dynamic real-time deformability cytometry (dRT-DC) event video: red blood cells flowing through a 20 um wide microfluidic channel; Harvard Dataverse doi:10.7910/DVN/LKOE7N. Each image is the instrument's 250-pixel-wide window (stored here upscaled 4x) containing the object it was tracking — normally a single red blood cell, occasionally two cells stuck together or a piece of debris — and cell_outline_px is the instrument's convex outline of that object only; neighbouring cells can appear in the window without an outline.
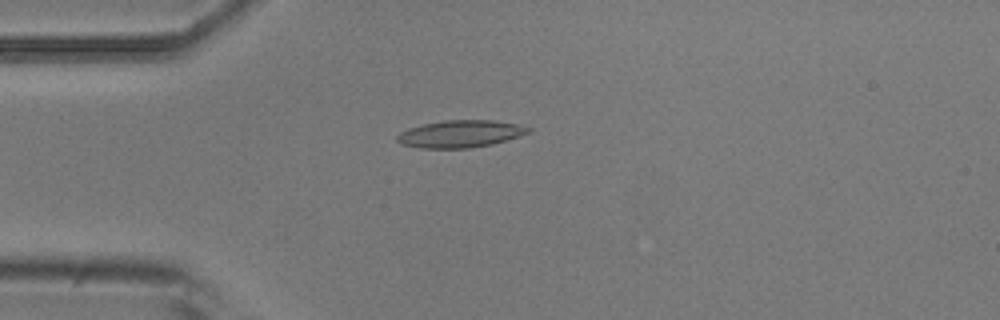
{"species": "common noctule bat (a hibernating species)", "species_latin": "Nyctalus noctula", "temperature_condition": "room temperature", "stored_images_in_passage": 39, "camera_frame_rate_fps": 3000, "um_per_image_px": 0.085, "animal": {"sex": "male", "body_mass_g": 20.5, "forearm_length_mm": 52.5}, "frame": {"image": 1, "passage_image": 1, "time_ms": 0.0, "image_size_px": [1000, 320], "cell_outline_px": [[532, 132], [492, 144], [468, 148], [424, 148], [404, 144], [396, 140], [396, 136], [400, 132], [408, 128], [424, 124], [444, 120], [492, 120], [516, 124], [532, 128]], "centroid_in_image_um": [39.14, 11.37], "position_along_channel_um": 45.9, "area_um2": 20.63}}
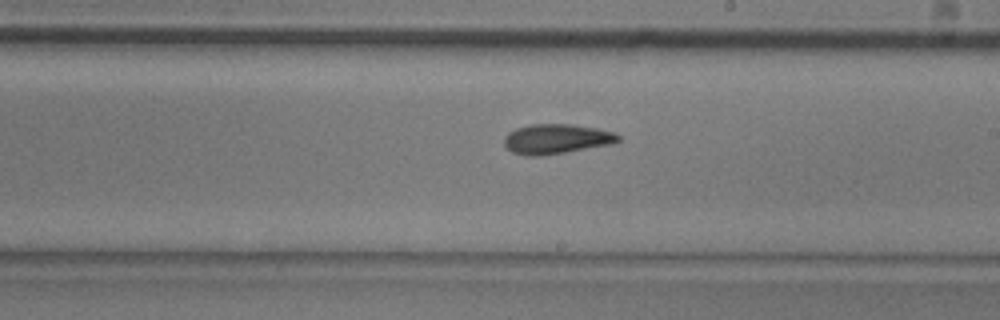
{"frame": {"image": 2, "passage_image": 17, "time_ms": 5.333, "image_size_px": [1000, 320], "cell_outline_px": [[620, 140], [612, 144], [544, 156], [528, 156], [512, 152], [504, 144], [504, 136], [508, 132], [516, 128], [528, 124], [568, 124], [596, 128], [616, 132], [620, 136]], "centroid_in_image_um": [47.29, 11.81], "position_along_channel_um": 241.7, "area_um2": 20.0}}
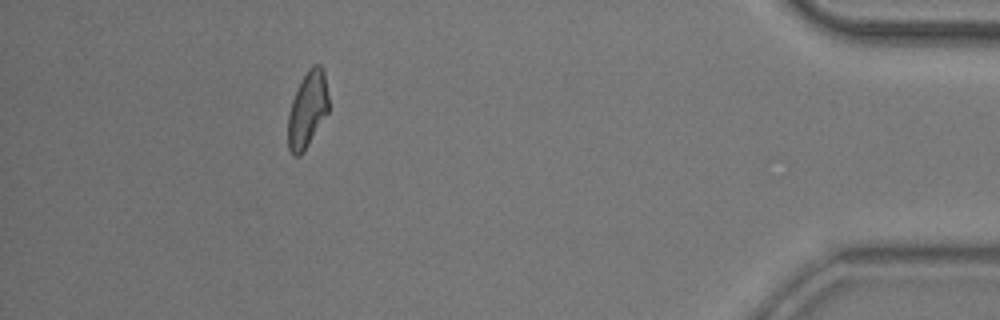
{"frame": {"image": 3, "passage_image": 34, "time_ms": 11.0, "image_size_px": [1000, 320], "cell_outline_px": [[328, 112], [304, 152], [300, 156], [292, 156], [288, 148], [288, 116], [292, 100], [300, 80], [308, 68], [312, 64], [320, 64], [324, 68], [328, 96]], "centroid_in_image_um": [26.13, 9.29], "position_along_channel_um": 409.1, "area_um2": 18.26}, "authors_computed_cell_mechanics": {"area_um2": 19.0162, "velocity_mm_per_s": 3.942, "shape_relaxation_time_tau1_ms": 7.345, "shape_relaxation_time_tau2_ms": 4.7808, "deformation_change_tau1": 0.1977, "deformation_change_tau2": 0.1359}}